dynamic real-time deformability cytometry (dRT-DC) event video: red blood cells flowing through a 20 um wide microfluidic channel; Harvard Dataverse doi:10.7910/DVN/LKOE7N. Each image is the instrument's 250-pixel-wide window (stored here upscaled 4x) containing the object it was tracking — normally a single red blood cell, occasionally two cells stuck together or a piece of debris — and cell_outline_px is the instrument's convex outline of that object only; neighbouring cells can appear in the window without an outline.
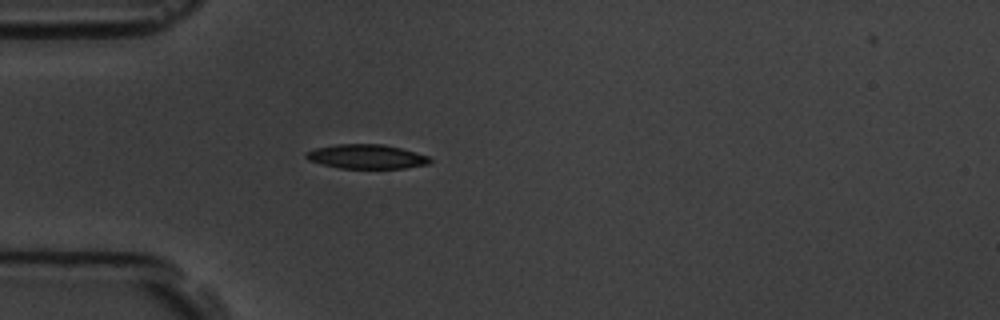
{"species": "common noctule bat (a hibernating species)", "species_latin": "Nyctalus noctula", "temperature_condition": "room temperature", "stored_images_in_passage": 2, "camera_frame_rate_fps": 3000, "um_per_image_px": 0.085, "animal": {"sex": "male", "body_mass_g": 19.5, "forearm_length_mm": 54.6}, "frame": {"image": 1, "passage_image": 1, "time_ms": 0.0, "image_size_px": [1000, 320], "cell_outline_px": [[432, 160], [428, 164], [404, 168], [340, 168], [308, 160], [304, 156], [304, 152], [316, 148], [336, 144], [384, 144], [400, 148], [428, 156]], "centroid_in_image_um": [31.13, 13.3], "position_along_channel_um": 53.9, "area_um2": 17.4}}